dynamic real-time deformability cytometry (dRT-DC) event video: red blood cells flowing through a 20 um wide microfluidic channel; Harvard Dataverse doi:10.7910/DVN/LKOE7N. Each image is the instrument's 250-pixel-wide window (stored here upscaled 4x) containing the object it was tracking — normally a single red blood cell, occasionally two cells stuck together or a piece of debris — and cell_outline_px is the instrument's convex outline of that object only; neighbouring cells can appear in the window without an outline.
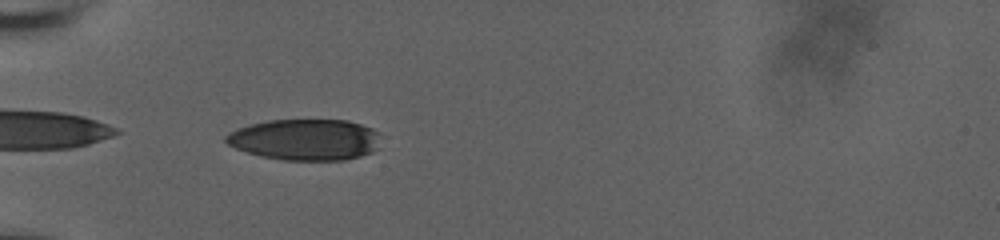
{"species": "human", "species_latin": "Homo sapiens", "temperature_condition": "room temperature", "stored_images_in_passage": 40, "camera_frame_rate_fps": 3000, "um_per_image_px": 0.085, "donor": {"sex": "male"}, "frame": {"image": 1, "passage_image": 2, "time_ms": 0.333, "image_size_px": [1000, 240], "cell_outline_px": [[380, 148], [372, 152], [360, 156], [344, 160], [284, 160], [264, 156], [248, 152], [236, 148], [228, 144], [224, 140], [224, 136], [228, 132], [252, 124], [268, 120], [348, 120], [372, 128], [380, 132]], "centroid_in_image_um": [26.0, 11.86], "position_along_channel_um": 59.0, "area_um2": 37.28}}
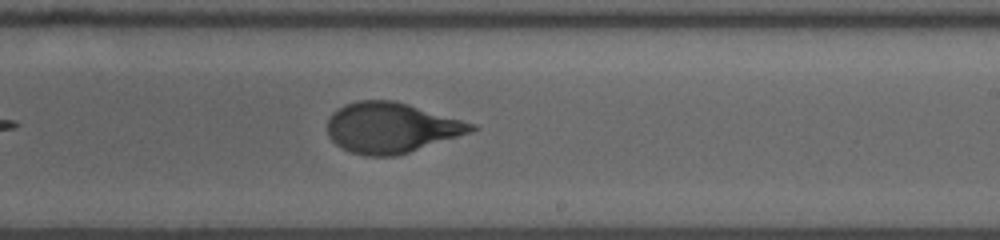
{"frame": {"image": 2, "passage_image": 19, "time_ms": 6.0, "image_size_px": [1000, 240], "cell_outline_px": [[480, 128], [472, 132], [396, 156], [364, 156], [352, 152], [336, 144], [328, 136], [328, 116], [332, 112], [344, 104], [360, 100], [392, 100], [408, 104], [476, 124]], "centroid_in_image_um": [33.25, 10.85], "position_along_channel_um": 255.7, "area_um2": 42.19}}
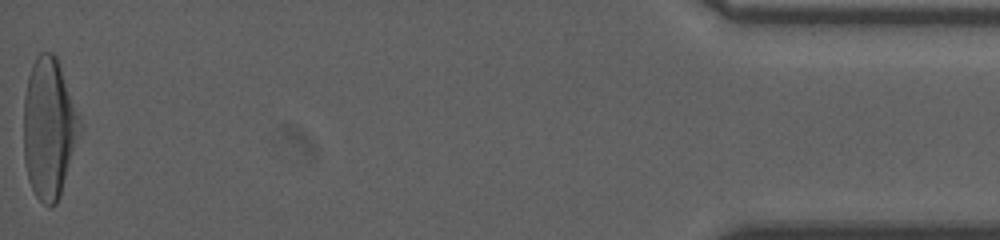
{"frame": {"image": 3, "passage_image": 40, "time_ms": 13.0, "image_size_px": [1000, 240], "cell_outline_px": [[80, 132], [60, 196], [56, 204], [52, 208], [48, 208], [36, 196], [28, 180], [24, 160], [24, 96], [28, 76], [32, 64], [36, 56], [40, 52], [52, 52], [56, 56], [80, 116]], "centroid_in_image_um": [4.15, 10.9], "position_along_channel_um": 431.0, "area_um2": 45.95}, "authors_computed_cell_mechanics": {"area_um2": 41.905, "velocity_mm_per_s": 3.7162, "shape_relaxation_time_tau1_ms": 3.9439, "shape_relaxation_time_tau2_ms": null, "deformation_change_tau1": 0.2103, "deformation_change_tau2": null}}